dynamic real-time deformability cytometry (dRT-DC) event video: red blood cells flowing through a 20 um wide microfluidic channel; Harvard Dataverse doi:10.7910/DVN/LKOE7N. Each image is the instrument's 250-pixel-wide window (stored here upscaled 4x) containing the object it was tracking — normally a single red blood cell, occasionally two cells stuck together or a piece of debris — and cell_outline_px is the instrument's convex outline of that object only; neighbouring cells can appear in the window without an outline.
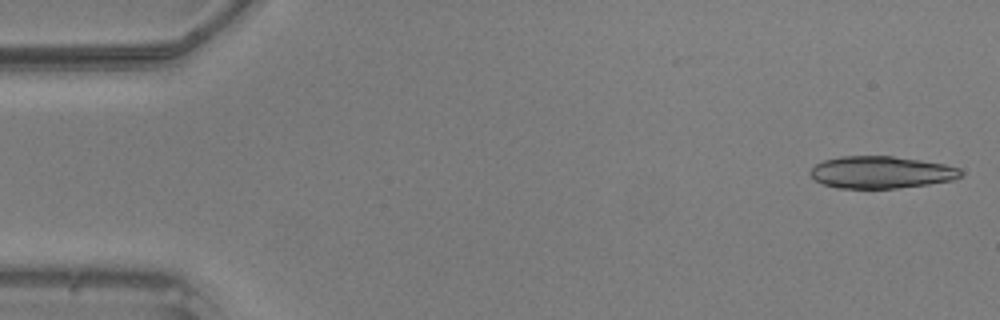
{"species": "common noctule bat (a hibernating species)", "species_latin": "Nyctalus noctula", "temperature_condition": "warm", "stored_images_in_passage": 47, "segment_of_instrument_passage": [1, 2], "camera_frame_rate_fps": 3000, "um_per_image_px": 0.085, "animal": {"sex": "male", "body_mass_g": 20.5, "forearm_length_mm": 52.5}, "frame": {"image": 1, "passage_image": 1, "time_ms": 0.0, "image_size_px": [1000, 320], "cell_outline_px": [[964, 172], [960, 176], [952, 180], [928, 184], [896, 188], [836, 188], [824, 184], [816, 180], [808, 172], [816, 164], [824, 160], [840, 156], [892, 156], [920, 160], [944, 164], [960, 168]], "centroid_in_image_um": [74.89, 14.64], "position_along_channel_um": 10.1, "area_um2": 28.09}}
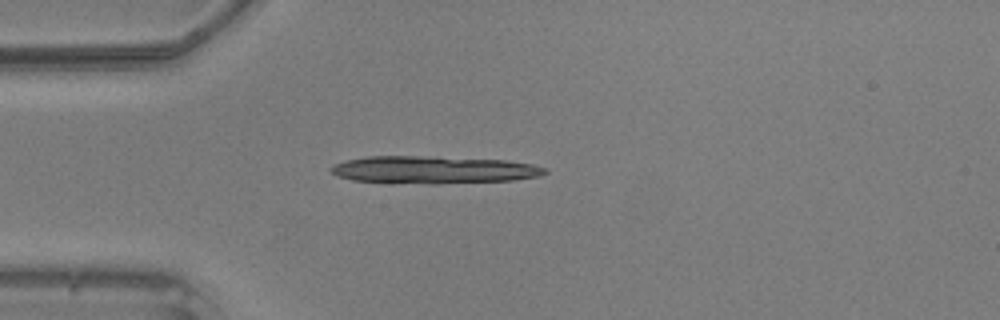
{"frame": {"image": 2, "passage_image": 12, "time_ms": 3.667, "image_size_px": [1000, 320], "cell_outline_px": [[548, 172], [540, 176], [512, 180], [440, 184], [392, 184], [352, 180], [336, 176], [328, 168], [336, 164], [348, 160], [368, 156], [416, 156], [504, 160], [532, 164], [548, 168]], "centroid_in_image_um": [36.82, 14.46], "position_along_channel_um": 48.2, "area_um2": 34.68}}